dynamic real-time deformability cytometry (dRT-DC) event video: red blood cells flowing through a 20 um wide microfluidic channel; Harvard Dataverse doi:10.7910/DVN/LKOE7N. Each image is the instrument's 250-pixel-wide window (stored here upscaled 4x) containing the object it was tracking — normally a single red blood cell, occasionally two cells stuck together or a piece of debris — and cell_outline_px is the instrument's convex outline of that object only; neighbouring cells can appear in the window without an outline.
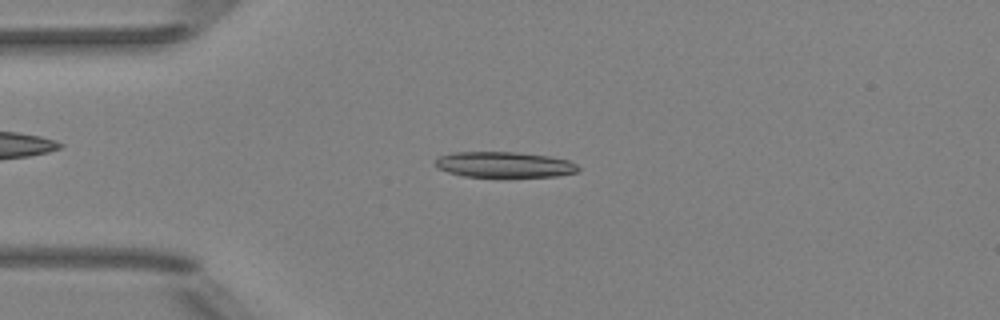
{"species": "Egyptian fruit bat (a non-hibernating species)", "species_latin": "Rousettus aegyptiacus", "temperature_condition": "room temperature", "stored_images_in_passage": 41, "camera_frame_rate_fps": 3000, "um_per_image_px": 0.085, "animal": {"sex": "female"}, "frame": {"image": 1, "passage_image": 3, "time_ms": 0.667, "image_size_px": [1000, 320], "cell_outline_px": [[580, 168], [576, 172], [556, 176], [464, 176], [448, 172], [436, 168], [432, 164], [440, 156], [452, 152], [516, 152], [548, 156], [568, 160], [576, 164]], "centroid_in_image_um": [42.81, 13.98], "position_along_channel_um": 42.2, "area_um2": 21.21}}
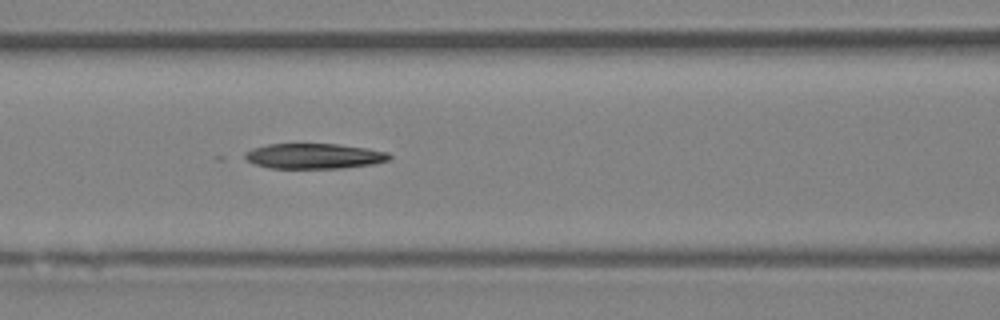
{"frame": {"image": 2, "passage_image": 12, "time_ms": 3.667, "image_size_px": [1000, 320], "cell_outline_px": [[392, 156], [388, 160], [372, 164], [344, 168], [268, 168], [256, 164], [240, 156], [244, 152], [252, 148], [268, 144], [336, 144], [368, 148], [388, 152]], "centroid_in_image_um": [26.67, 13.26], "position_along_channel_um": 139.9, "area_um2": 21.39}}
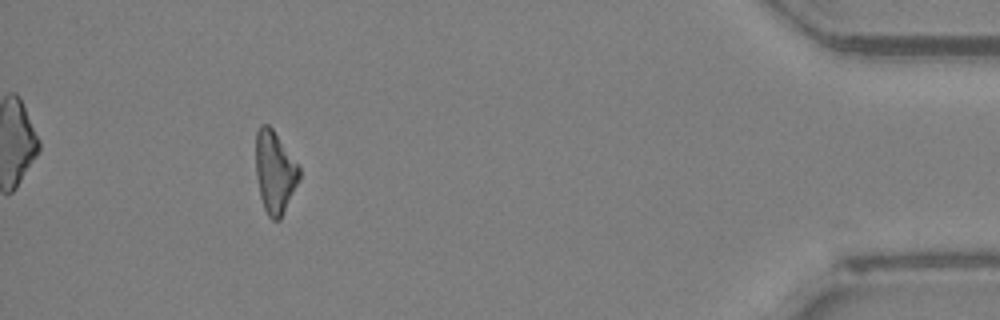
{"frame": {"image": 3, "passage_image": 37, "time_ms": 12.0, "image_size_px": [1000, 320], "cell_outline_px": [[300, 180], [280, 220], [272, 220], [268, 216], [264, 208], [260, 196], [256, 176], [256, 132], [260, 124], [268, 124], [272, 128], [300, 168]], "centroid_in_image_um": [23.35, 14.65], "position_along_channel_um": 411.8, "area_um2": 20.81}, "authors_computed_cell_mechanics": {"area_um2": 21.7328, "velocity_mm_per_s": 4.0177, "shape_relaxation_time_tau1_ms": null, "shape_relaxation_time_tau2_ms": 11.1559, "deformation_change_tau1": null, "deformation_change_tau2": 0.2947}}